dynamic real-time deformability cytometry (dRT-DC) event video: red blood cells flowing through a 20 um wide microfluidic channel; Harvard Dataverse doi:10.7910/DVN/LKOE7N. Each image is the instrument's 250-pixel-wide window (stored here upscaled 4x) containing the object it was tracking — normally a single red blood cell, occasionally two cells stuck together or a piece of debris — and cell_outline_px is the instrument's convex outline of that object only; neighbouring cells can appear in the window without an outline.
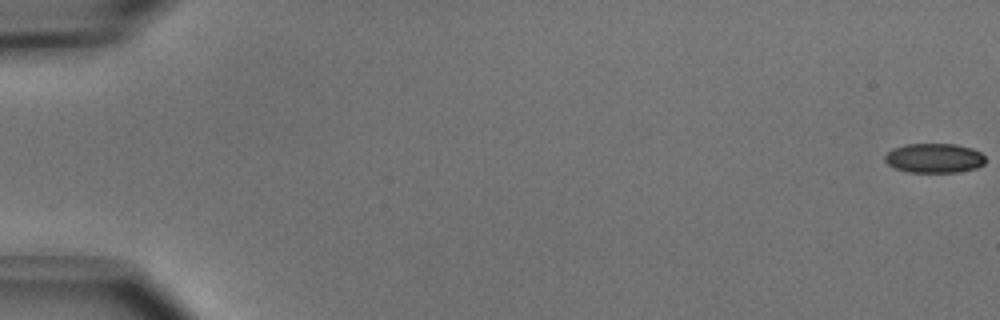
{"species": "common noctule bat (a hibernating species)", "species_latin": "Nyctalus noctula", "temperature_condition": "cold", "stored_images_in_passage": 52, "camera_frame_rate_fps": 3000, "um_per_image_px": 0.085, "animal": {"sex": "male", "body_mass_g": 15.6}, "frame": {"image": 1, "passage_image": 1, "time_ms": 0.0, "image_size_px": [1000, 320], "cell_outline_px": [[984, 164], [976, 168], [960, 172], [908, 172], [896, 168], [888, 164], [884, 160], [884, 156], [892, 148], [904, 144], [956, 144], [972, 148], [980, 152], [984, 156]], "centroid_in_image_um": [79.4, 13.43], "position_along_channel_um": 5.6, "area_um2": 17.34}}
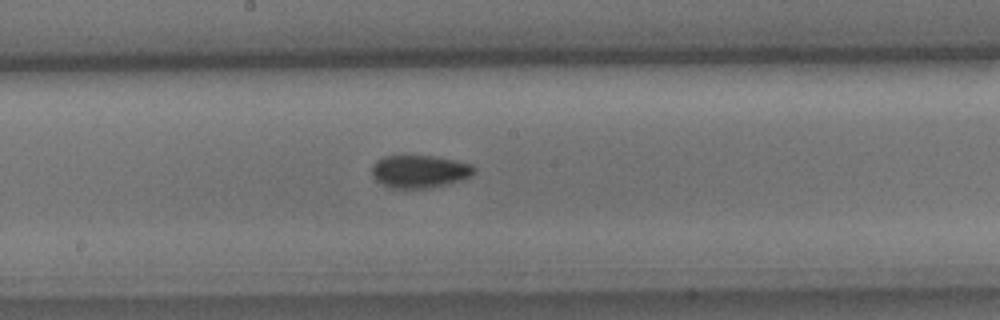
{"frame": {"image": 2, "passage_image": 29, "time_ms": 9.333, "image_size_px": [1000, 320], "cell_outline_px": [[476, 172], [472, 176], [448, 184], [432, 188], [404, 192], [380, 184], [372, 176], [372, 164], [376, 160], [384, 156], [432, 156], [456, 160], [472, 164], [476, 168]], "centroid_in_image_um": [35.65, 14.62], "position_along_channel_um": 212.6, "area_um2": 20.35}}
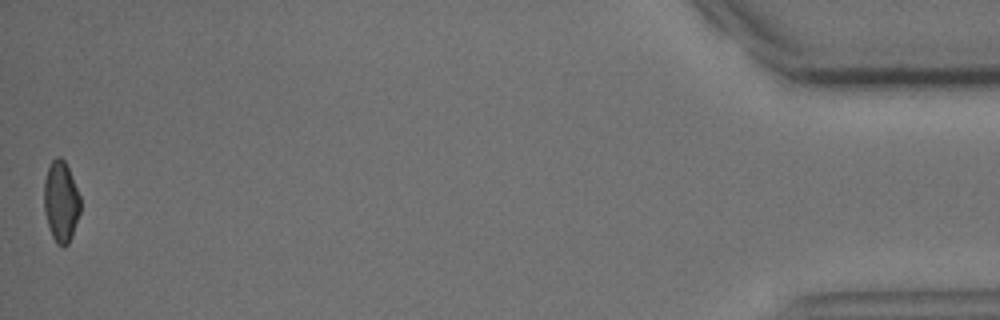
{"frame": {"image": 3, "passage_image": 52, "time_ms": 17.0, "image_size_px": [1000, 320], "cell_outline_px": [[80, 212], [72, 236], [68, 244], [64, 248], [56, 244], [52, 236], [44, 212], [44, 180], [48, 168], [52, 160], [56, 156], [60, 156], [64, 160], [68, 168], [80, 196]], "centroid_in_image_um": [5.18, 17.15], "position_along_channel_um": 430.0, "area_um2": 17.17}, "authors_computed_cell_mechanics": {"area_um2": 18.4382, "velocity_mm_per_s": 3.9685, "shape_relaxation_time_tau1_ms": 3.399, "shape_relaxation_time_tau2_ms": 5.7402, "deformation_change_tau1": 0.0861, "deformation_change_tau2": 0.0994}}